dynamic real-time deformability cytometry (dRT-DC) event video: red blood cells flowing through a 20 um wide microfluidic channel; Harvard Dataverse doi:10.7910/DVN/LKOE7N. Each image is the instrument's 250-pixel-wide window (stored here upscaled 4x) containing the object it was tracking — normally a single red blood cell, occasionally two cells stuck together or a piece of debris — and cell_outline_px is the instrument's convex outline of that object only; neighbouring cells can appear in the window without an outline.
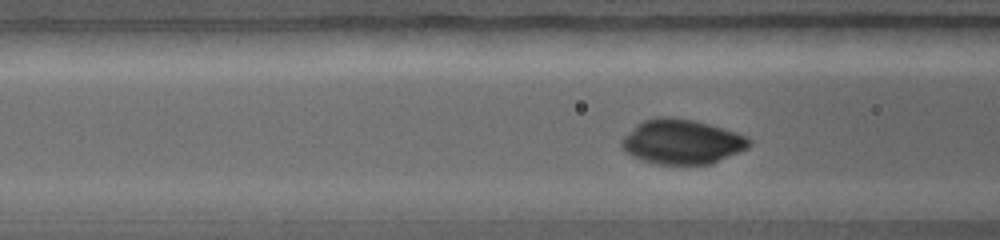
{"species": "common noctule bat (a hibernating species)", "species_latin": "Nyctalus noctula", "temperature_condition": "warm", "stored_images_in_passage": 35, "camera_frame_rate_fps": 5000, "um_per_image_px": 0.085, "animal": {"sex": "female", "body_mass_g": 19.0, "forearm_length_mm": 56.7}, "frame": {"image": 1, "passage_image": 7, "time_ms": 1.2, "image_size_px": [1000, 240], "cell_outline_px": [[752, 144], [748, 148], [740, 152], [712, 164], [656, 164], [632, 156], [620, 144], [620, 140], [636, 124], [644, 120], [656, 116], [668, 116], [696, 120], [724, 128], [736, 132], [752, 140]], "centroid_in_image_um": [57.98, 12.03], "position_along_channel_um": 108.6, "area_um2": 33.41}}
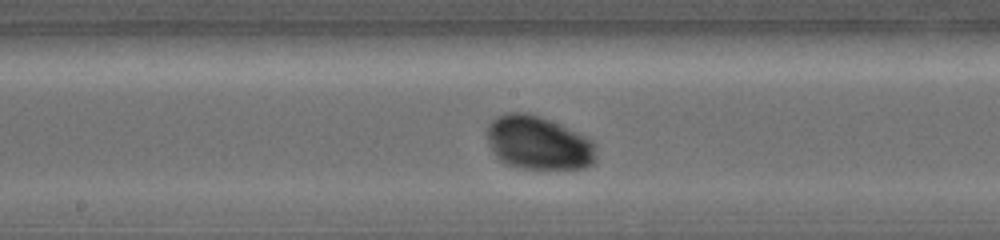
{"frame": {"image": 2, "passage_image": 16, "time_ms": 3.0, "image_size_px": [1000, 240], "cell_outline_px": [[596, 160], [592, 164], [584, 168], [516, 168], [504, 164], [492, 152], [488, 144], [488, 124], [496, 116], [508, 112], [528, 112], [540, 116], [560, 124], [592, 140], [596, 156]], "centroid_in_image_um": [45.72, 12.14], "position_along_channel_um": 202.5, "area_um2": 34.16}}